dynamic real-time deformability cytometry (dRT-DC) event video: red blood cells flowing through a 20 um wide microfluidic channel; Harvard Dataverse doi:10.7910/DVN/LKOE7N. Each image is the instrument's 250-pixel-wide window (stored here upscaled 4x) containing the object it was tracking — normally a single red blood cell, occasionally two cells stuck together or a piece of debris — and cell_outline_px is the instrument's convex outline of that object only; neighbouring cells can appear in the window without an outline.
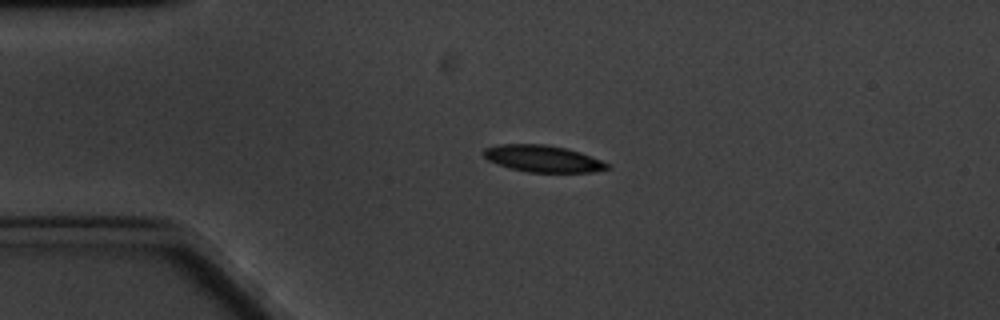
{"species": "common noctule bat (a hibernating species)", "species_latin": "Nyctalus noctula", "temperature_condition": "cold", "stored_images_in_passage": 5, "camera_frame_rate_fps": 3000, "um_per_image_px": 0.085, "animal": {"sex": "male", "body_mass_g": 20.1, "forearm_length_mm": 53.5}, "frame": {"image": 1, "passage_image": 3, "time_ms": 3.333, "image_size_px": [1000, 320], "cell_outline_px": [[612, 168], [592, 172], [528, 172], [508, 168], [488, 160], [480, 152], [484, 148], [500, 144], [544, 144], [568, 148], [580, 152], [600, 160], [608, 164]], "centroid_in_image_um": [46.11, 13.48], "position_along_channel_um": 38.9, "area_um2": 19.36}}
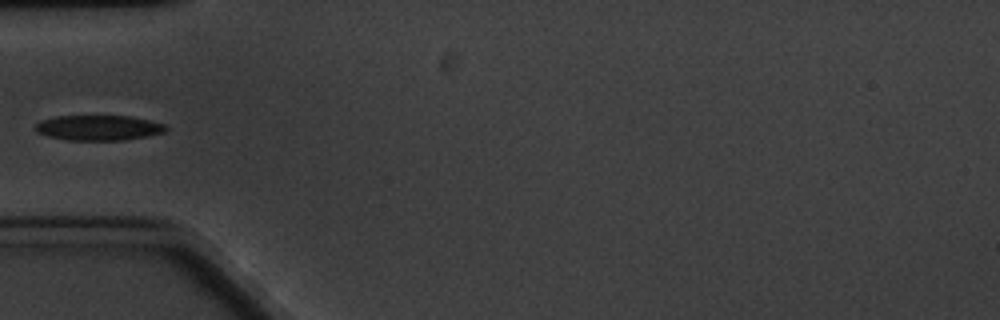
{"frame": {"image": 2, "passage_image": 5, "time_ms": 5.333, "image_size_px": [1000, 320], "cell_outline_px": [[168, 128], [164, 132], [124, 140], [68, 140], [48, 136], [36, 132], [36, 124], [40, 120], [56, 116], [128, 116], [148, 120], [164, 124]], "centroid_in_image_um": [8.34, 10.86], "position_along_channel_um": 76.7, "area_um2": 18.96}}